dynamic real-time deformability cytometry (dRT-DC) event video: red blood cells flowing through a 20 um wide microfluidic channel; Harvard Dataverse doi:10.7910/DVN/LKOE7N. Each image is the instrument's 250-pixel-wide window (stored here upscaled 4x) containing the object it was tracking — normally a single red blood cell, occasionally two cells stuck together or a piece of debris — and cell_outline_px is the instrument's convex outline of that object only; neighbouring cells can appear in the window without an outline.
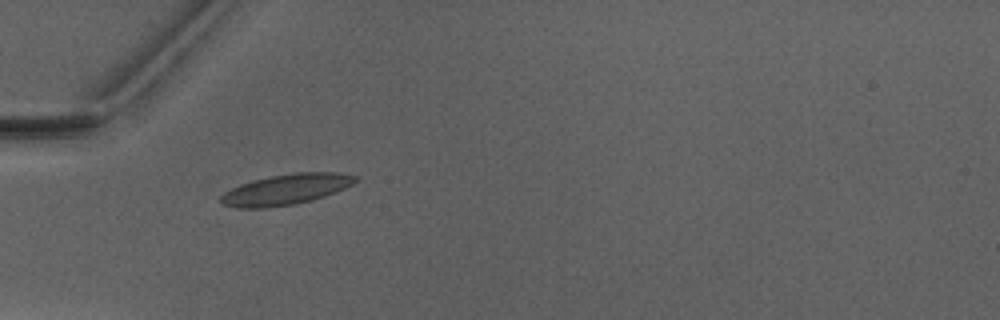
{"species": "Egyptian fruit bat (a non-hibernating species)", "species_latin": "Rousettus aegyptiacus", "temperature_condition": "warm", "stored_images_in_passage": 3, "camera_frame_rate_fps": 3000, "um_per_image_px": 0.085, "animal": {"sex": "male"}, "frame": {"image": 1, "passage_image": 1, "time_ms": 0.0, "image_size_px": [1000, 320], "cell_outline_px": [[356, 180], [352, 184], [336, 192], [312, 200], [292, 204], [264, 208], [240, 208], [220, 204], [220, 196], [224, 192], [240, 184], [252, 180], [272, 176], [296, 172], [340, 172], [356, 176]], "centroid_in_image_um": [24.28, 16.1], "position_along_channel_um": 60.7, "area_um2": 23.87}}
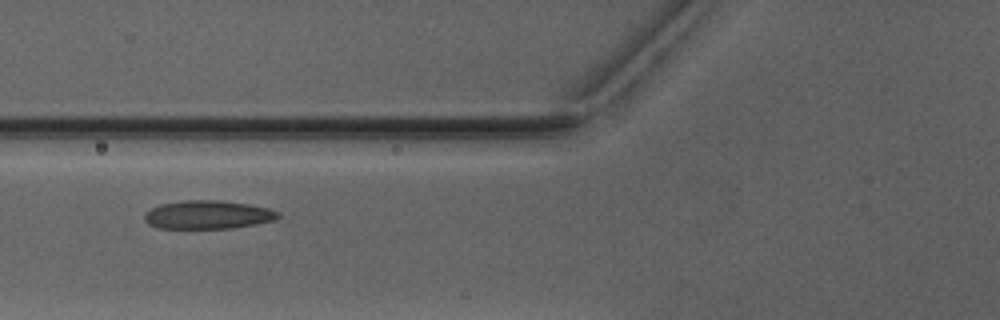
{"frame": {"image": 2, "passage_image": 2, "time_ms": 1.333, "image_size_px": [1000, 320], "cell_outline_px": [[280, 216], [276, 220], [256, 224], [232, 228], [156, 228], [148, 224], [144, 220], [144, 212], [160, 204], [184, 200], [216, 200], [248, 204], [268, 208], [280, 212]], "centroid_in_image_um": [17.66, 18.25], "position_along_channel_um": 108.1, "area_um2": 22.25}}
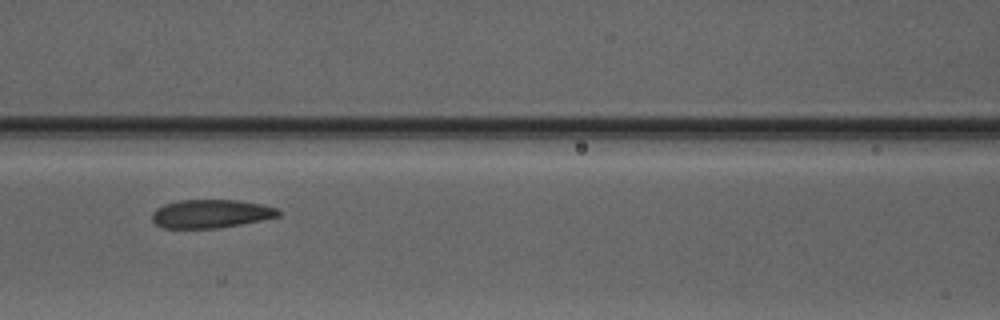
{"frame": {"image": 3, "passage_image": 3, "time_ms": 2.333, "image_size_px": [1000, 320], "cell_outline_px": [[280, 216], [240, 224], [216, 228], [164, 228], [156, 224], [152, 220], [152, 212], [156, 208], [164, 204], [180, 200], [240, 200], [260, 204], [276, 208], [280, 212]], "centroid_in_image_um": [17.89, 18.16], "position_along_channel_um": 148.7, "area_um2": 20.81}}